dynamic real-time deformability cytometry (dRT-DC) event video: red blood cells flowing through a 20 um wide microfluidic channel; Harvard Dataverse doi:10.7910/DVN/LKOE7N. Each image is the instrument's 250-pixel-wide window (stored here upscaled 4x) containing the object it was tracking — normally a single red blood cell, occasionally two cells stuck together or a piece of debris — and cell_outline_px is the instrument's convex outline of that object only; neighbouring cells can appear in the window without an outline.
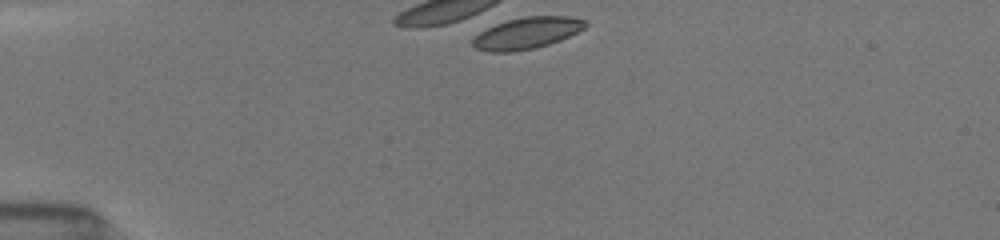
{"species": "common noctule bat (a hibernating species)", "species_latin": "Nyctalus noctula", "temperature_condition": "room temperature", "stored_images_in_passage": 40, "camera_frame_rate_fps": 3000, "um_per_image_px": 0.085, "animal": {"sex": "female", "body_mass_g": 19.5, "forearm_length_mm": 54.1}, "frame": {"image": 1, "passage_image": 1, "time_ms": 0.0, "image_size_px": [1000, 240], "cell_outline_px": [[588, 24], [584, 28], [560, 40], [536, 48], [512, 52], [488, 52], [476, 48], [472, 44], [472, 40], [480, 32], [496, 24], [508, 20], [524, 16], [568, 16], [584, 20]], "centroid_in_image_um": [44.78, 2.82], "position_along_channel_um": 40.2, "area_um2": 20.52}}
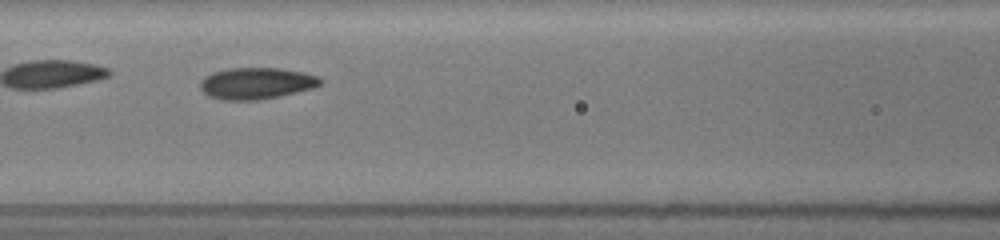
{"frame": {"image": 2, "passage_image": 12, "time_ms": 3.667, "image_size_px": [1000, 240], "cell_outline_px": [[324, 84], [312, 88], [280, 96], [260, 100], [220, 100], [208, 96], [200, 88], [200, 80], [204, 76], [212, 72], [224, 68], [280, 68], [304, 72], [320, 76], [324, 80]], "centroid_in_image_um": [21.8, 7.07], "position_along_channel_um": 144.8, "area_um2": 22.54}}
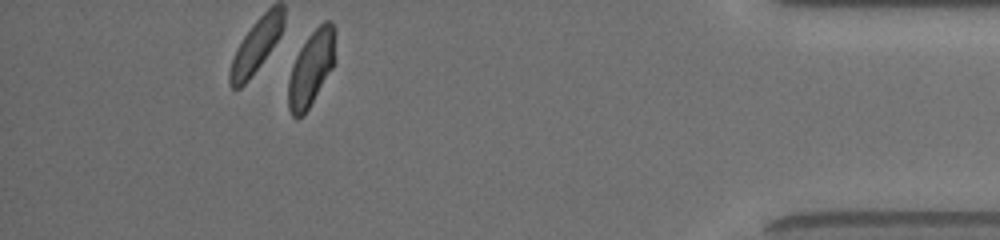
{"frame": {"image": 3, "passage_image": 35, "time_ms": 11.333, "image_size_px": [1000, 240], "cell_outline_px": [[332, 68], [304, 116], [296, 120], [292, 116], [288, 108], [288, 80], [292, 64], [300, 48], [308, 36], [324, 20], [332, 20]], "centroid_in_image_um": [26.37, 5.9], "position_along_channel_um": 408.8, "area_um2": 19.94}, "authors_computed_cell_mechanics": {"area_um2": 21.386, "velocity_mm_per_s": 4.0078, "shape_relaxation_time_tau1_ms": 2.876, "shape_relaxation_time_tau2_ms": 1.0572, "deformation_change_tau1": 0.1092, "deformation_change_tau2": 0.0409}}